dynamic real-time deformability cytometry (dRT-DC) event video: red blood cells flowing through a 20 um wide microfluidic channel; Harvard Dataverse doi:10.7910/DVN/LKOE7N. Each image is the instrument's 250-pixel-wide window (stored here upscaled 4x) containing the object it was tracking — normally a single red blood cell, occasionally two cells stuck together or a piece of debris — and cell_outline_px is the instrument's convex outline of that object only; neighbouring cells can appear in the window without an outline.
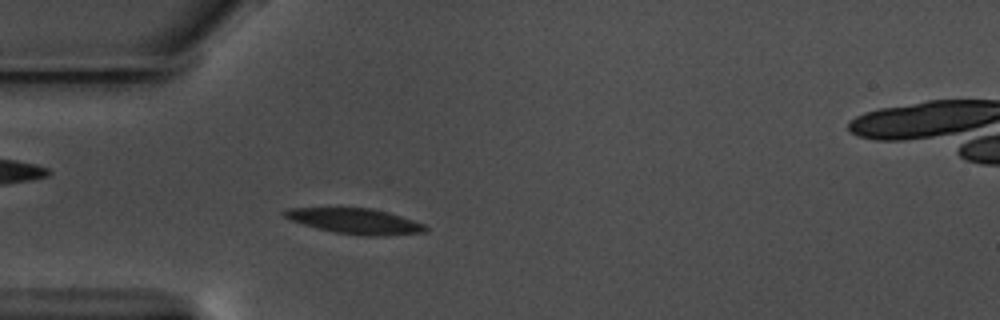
{"species": "common noctule bat (a hibernating species)", "species_latin": "Nyctalus noctula", "temperature_condition": "warm", "stored_images_in_passage": 43, "camera_frame_rate_fps": 3000, "um_per_image_px": 0.085, "animal": {"sex": "male", "body_mass_g": 17.5, "forearm_length_mm": 52.3}, "frame": {"image": 1, "passage_image": 1, "time_ms": 0.0, "image_size_px": [1000, 320], "cell_outline_px": [[428, 232], [384, 236], [360, 236], [336, 232], [304, 224], [292, 220], [284, 216], [280, 212], [288, 208], [372, 208], [388, 212], [424, 224], [428, 228]], "centroid_in_image_um": [30.24, 18.8], "position_along_channel_um": 54.8, "area_um2": 20.75}}
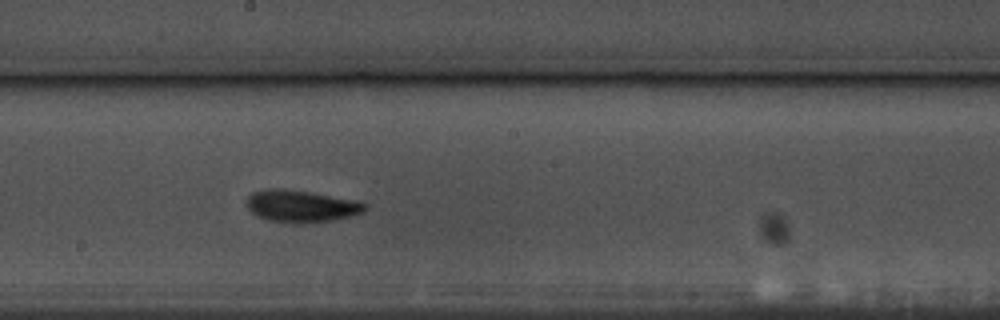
{"frame": {"image": 2, "passage_image": 16, "time_ms": 5.0, "image_size_px": [1000, 320], "cell_outline_px": [[368, 208], [364, 212], [352, 216], [332, 220], [304, 224], [292, 224], [268, 220], [256, 216], [248, 208], [248, 196], [252, 192], [264, 188], [284, 188], [356, 200], [368, 204]], "centroid_in_image_um": [25.61, 17.53], "position_along_channel_um": 222.6, "area_um2": 22.43}}
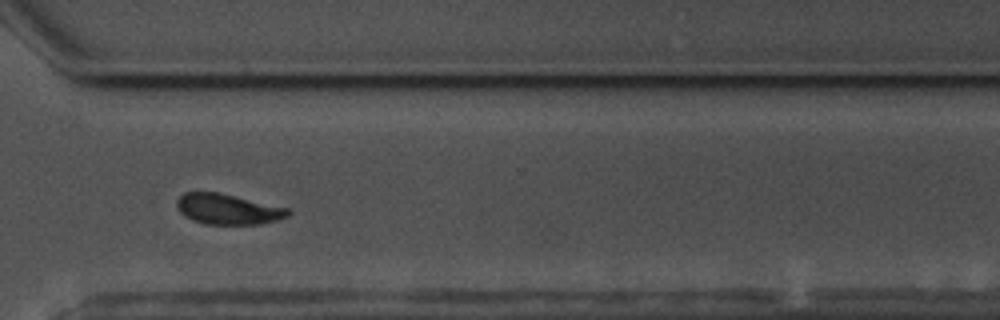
{"frame": {"image": 3, "passage_image": 27, "time_ms": 8.667, "image_size_px": [1000, 320], "cell_outline_px": [[292, 212], [288, 216], [276, 220], [260, 224], [204, 224], [192, 220], [184, 216], [180, 212], [176, 204], [176, 200], [184, 192], [220, 192], [292, 208]], "centroid_in_image_um": [19.4, 17.77], "position_along_channel_um": 351.2, "area_um2": 20.11}}